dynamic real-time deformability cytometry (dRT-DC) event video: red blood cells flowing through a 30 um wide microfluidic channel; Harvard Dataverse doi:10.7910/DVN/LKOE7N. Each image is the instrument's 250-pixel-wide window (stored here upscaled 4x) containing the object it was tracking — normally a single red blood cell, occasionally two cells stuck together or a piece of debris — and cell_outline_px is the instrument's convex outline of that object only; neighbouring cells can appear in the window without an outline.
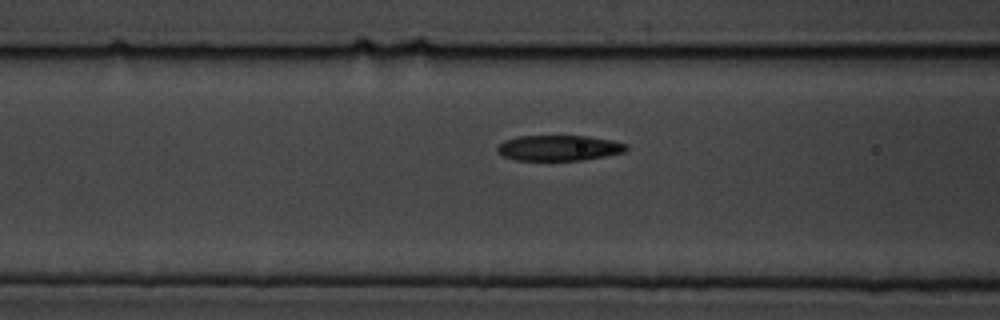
{"species": "common noctule bat (a hibernating species)", "species_latin": "Nyctalus noctula", "temperature_condition": "cold", "stored_images_in_passage": 13, "camera_frame_rate_fps": 3000, "um_per_image_px": 0.085, "animal": {"sex": "male", "body_mass_g": 19.5, "forearm_length_mm": 54.6}, "frame": {"image": 1, "passage_image": 11, "time_ms": 3.333, "image_size_px": [1000, 320], "cell_outline_px": [[628, 148], [624, 152], [604, 156], [580, 160], [516, 160], [504, 156], [496, 152], [496, 148], [504, 140], [516, 136], [588, 136], [612, 140], [628, 144]], "centroid_in_image_um": [47.49, 12.57], "position_along_channel_um": 119.1, "area_um2": 19.19}}